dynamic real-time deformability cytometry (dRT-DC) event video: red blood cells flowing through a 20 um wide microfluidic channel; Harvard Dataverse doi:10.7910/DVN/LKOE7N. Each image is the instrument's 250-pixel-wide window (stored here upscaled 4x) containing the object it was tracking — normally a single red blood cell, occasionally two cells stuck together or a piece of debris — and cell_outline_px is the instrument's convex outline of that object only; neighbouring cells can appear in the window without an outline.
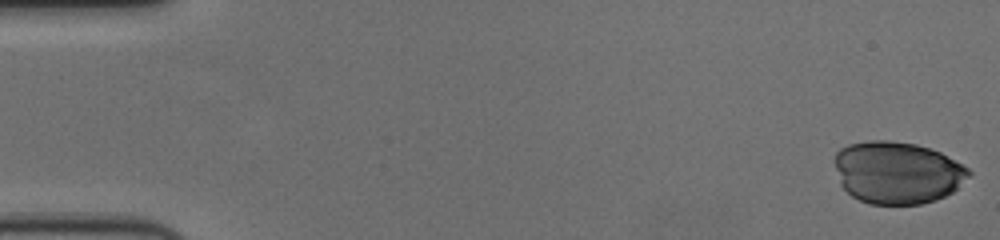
{"species": "human", "species_latin": "Homo sapiens", "temperature_condition": "cold", "stored_images_in_passage": 56, "camera_frame_rate_fps": 3000, "um_per_image_px": 0.085, "donor": {"sex": "female"}, "frame": {"image": 1, "passage_image": 1, "time_ms": 0.0, "image_size_px": [1000, 240], "cell_outline_px": [[972, 172], [952, 192], [936, 200], [920, 204], [868, 204], [852, 196], [840, 184], [836, 168], [836, 152], [840, 148], [848, 144], [868, 140], [888, 140], [916, 144], [940, 152], [968, 168]], "centroid_in_image_um": [76.25, 14.66], "position_along_channel_um": 8.8, "area_um2": 48.44}}
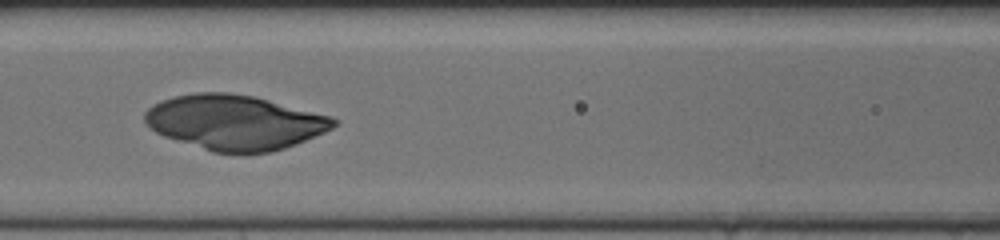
{"frame": {"image": 2, "passage_image": 25, "time_ms": 8.0, "image_size_px": [1000, 240], "cell_outline_px": [[340, 120], [332, 128], [324, 132], [296, 144], [284, 148], [268, 152], [212, 152], [164, 136], [156, 132], [144, 120], [144, 112], [152, 104], [160, 100], [192, 92], [228, 92], [256, 96], [332, 116]], "centroid_in_image_um": [19.95, 10.37], "position_along_channel_um": 146.6, "area_um2": 60.4}}
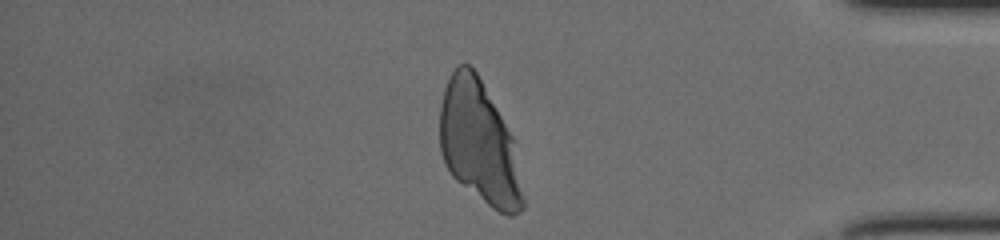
{"frame": {"image": 3, "passage_image": 48, "time_ms": 15.667, "image_size_px": [1000, 240], "cell_outline_px": [[524, 208], [520, 212], [512, 216], [508, 216], [492, 208], [456, 180], [452, 176], [444, 164], [440, 152], [440, 104], [444, 88], [448, 76], [456, 64], [468, 64], [476, 72], [512, 136], [524, 200]], "centroid_in_image_um": [40.68, 12.15], "position_along_channel_um": 394.5, "area_um2": 58.9}}